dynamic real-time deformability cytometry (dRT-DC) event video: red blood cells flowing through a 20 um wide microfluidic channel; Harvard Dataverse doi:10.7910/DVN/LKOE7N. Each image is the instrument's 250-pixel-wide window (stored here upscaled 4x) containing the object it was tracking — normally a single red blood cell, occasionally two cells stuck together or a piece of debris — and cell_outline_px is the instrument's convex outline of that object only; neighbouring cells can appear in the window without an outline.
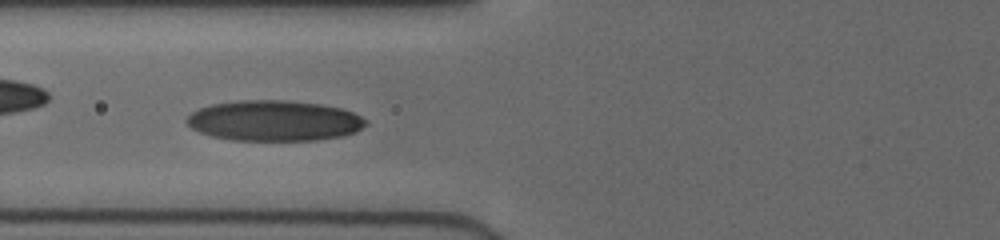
{"species": "human", "species_latin": "Homo sapiens", "temperature_condition": "cold", "stored_images_in_passage": 35, "camera_frame_rate_fps": 3000, "um_per_image_px": 0.085, "donor": {"sex": "female"}, "frame": {"image": 1, "passage_image": 8, "time_ms": 2.333, "image_size_px": [1000, 240], "cell_outline_px": [[368, 124], [356, 132], [340, 136], [316, 140], [232, 140], [212, 136], [200, 132], [192, 128], [184, 120], [192, 112], [200, 108], [212, 104], [236, 100], [288, 100], [320, 104], [340, 108], [352, 112], [368, 120]], "centroid_in_image_um": [23.31, 10.25], "position_along_channel_um": 102.5, "area_um2": 42.37}}
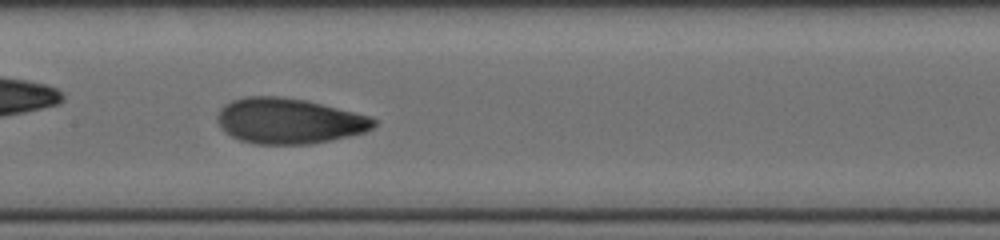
{"frame": {"image": 2, "passage_image": 14, "time_ms": 4.333, "image_size_px": [1000, 240], "cell_outline_px": [[376, 124], [372, 128], [364, 132], [332, 140], [308, 144], [256, 144], [240, 140], [224, 132], [220, 128], [216, 120], [216, 116], [220, 108], [224, 104], [232, 100], [248, 96], [276, 96], [308, 100], [372, 116], [376, 120]], "centroid_in_image_um": [24.55, 10.27], "position_along_channel_um": 182.9, "area_um2": 41.85}}
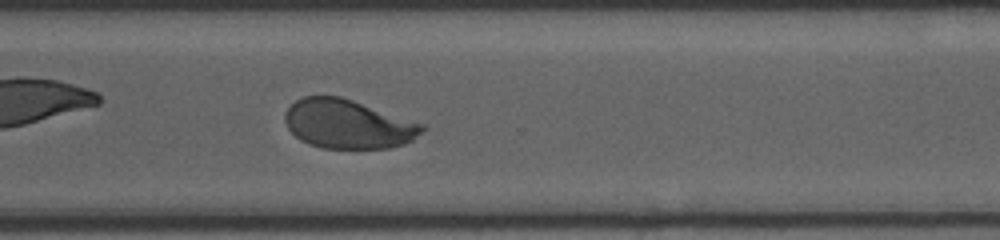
{"frame": {"image": 3, "passage_image": 26, "time_ms": 8.333, "image_size_px": [1000, 240], "cell_outline_px": [[428, 128], [412, 140], [404, 144], [388, 148], [320, 148], [308, 144], [300, 140], [288, 128], [284, 120], [284, 116], [288, 108], [296, 100], [304, 96], [340, 96], [428, 124]], "centroid_in_image_um": [29.63, 10.54], "position_along_channel_um": 341.0, "area_um2": 39.54}, "authors_computed_cell_mechanics": {"area_um2": 40.3444, "velocity_mm_per_s": 3.9754, "shape_relaxation_time_tau1_ms": 3.3193, "shape_relaxation_time_tau2_ms": 0.9482, "deformation_change_tau1": 0.1602, "deformation_change_tau2": 0.0571}}